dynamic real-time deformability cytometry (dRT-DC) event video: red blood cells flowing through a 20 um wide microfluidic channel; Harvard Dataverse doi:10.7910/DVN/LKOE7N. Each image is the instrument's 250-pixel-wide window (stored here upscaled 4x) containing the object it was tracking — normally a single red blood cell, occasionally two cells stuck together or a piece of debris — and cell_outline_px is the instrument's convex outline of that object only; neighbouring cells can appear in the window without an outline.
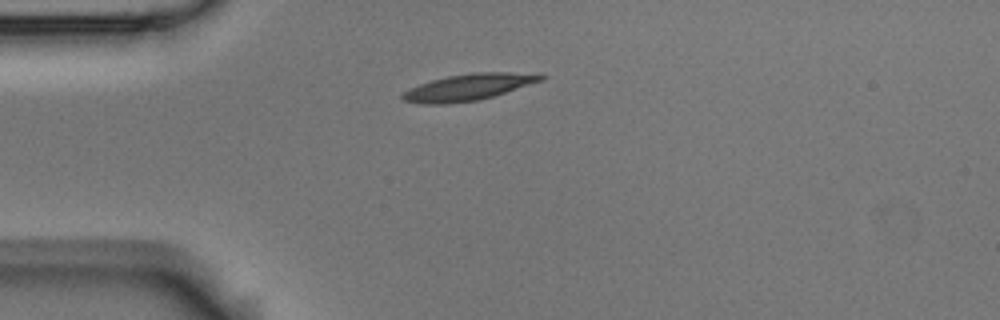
{"species": "Egyptian fruit bat (a non-hibernating species)", "species_latin": "Rousettus aegyptiacus", "temperature_condition": "room temperature", "stored_images_in_passage": 11, "camera_frame_rate_fps": 3000, "um_per_image_px": 0.085, "animal": {"sex": "male"}, "frame": {"image": 1, "passage_image": 1, "time_ms": 0.0, "image_size_px": [1000, 320], "cell_outline_px": [[548, 76], [544, 80], [480, 100], [444, 104], [424, 104], [404, 100], [400, 96], [404, 92], [420, 84], [432, 80], [448, 76], [476, 72], [540, 72]], "centroid_in_image_um": [39.94, 7.39], "position_along_channel_um": 45.1, "area_um2": 21.44}}
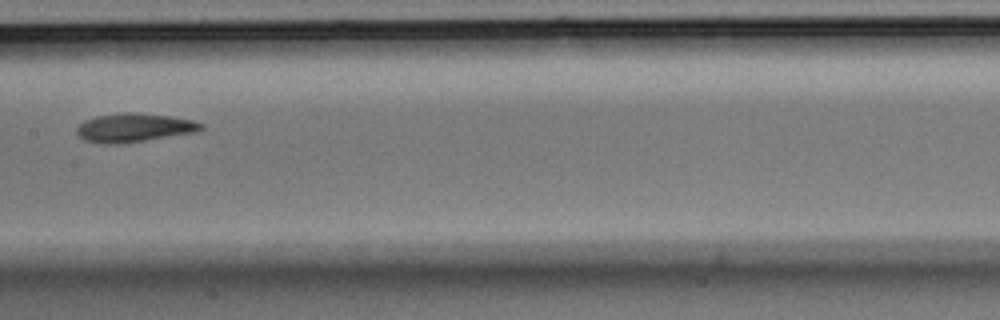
{"frame": {"image": 2, "passage_image": 5, "time_ms": 1.333, "image_size_px": [1000, 320], "cell_outline_px": [[204, 128], [196, 132], [144, 140], [116, 144], [104, 144], [84, 140], [76, 136], [76, 128], [84, 120], [96, 116], [124, 112], [136, 112], [172, 116], [192, 120], [204, 124]], "centroid_in_image_um": [11.37, 10.84], "position_along_channel_um": 196.0, "area_um2": 20.87}}
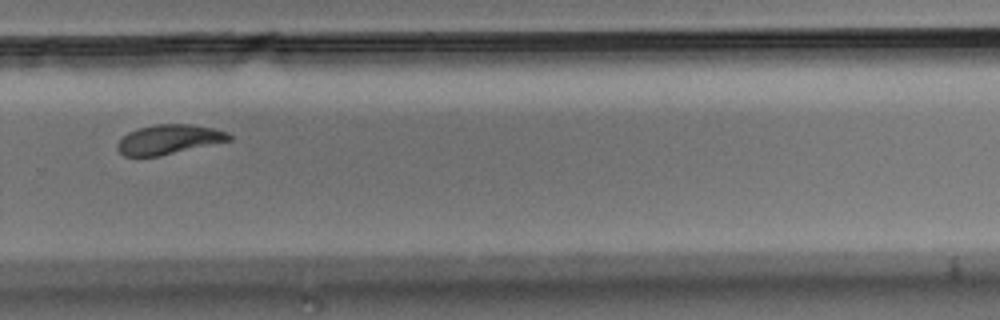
{"frame": {"image": 3, "passage_image": 8, "time_ms": 2.333, "image_size_px": [1000, 320], "cell_outline_px": [[232, 140], [160, 156], [124, 156], [116, 148], [116, 144], [128, 132], [140, 128], [156, 124], [192, 124], [212, 128], [228, 132], [232, 136]], "centroid_in_image_um": [14.37, 11.85], "position_along_channel_um": 315.4, "area_um2": 19.19}}